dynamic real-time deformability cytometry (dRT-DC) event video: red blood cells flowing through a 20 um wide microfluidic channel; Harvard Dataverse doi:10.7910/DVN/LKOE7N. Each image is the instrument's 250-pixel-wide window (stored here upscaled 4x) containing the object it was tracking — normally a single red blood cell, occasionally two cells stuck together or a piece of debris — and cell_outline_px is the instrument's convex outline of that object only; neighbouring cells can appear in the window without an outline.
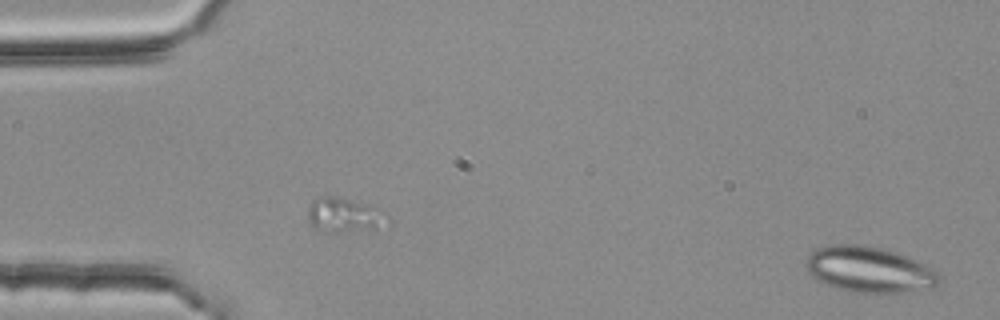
{"species": "common noctule bat (a hibernating species)", "species_latin": "Nyctalus noctula", "temperature_condition": "room temperature", "stored_images_in_passage": 4, "segment_of_instrument_passage": [3, 3], "camera_frame_rate_fps": 3000, "um_per_image_px": 0.085, "animal": {"sex": "female", "body_mass_g": 25.1}, "frame": {"image": 1, "passage_image": 4, "time_ms": 1.0, "image_size_px": [1000, 320], "cell_outline_px": [[940, 280], [932, 288], [904, 292], [848, 292], [836, 288], [816, 280], [808, 272], [804, 264], [804, 260], [816, 248], [828, 244], [860, 244], [884, 248], [908, 256], [924, 264], [936, 272], [940, 276]], "centroid_in_image_um": [73.83, 22.9], "position_along_channel_um": 11.2, "area_um2": 35.78}}